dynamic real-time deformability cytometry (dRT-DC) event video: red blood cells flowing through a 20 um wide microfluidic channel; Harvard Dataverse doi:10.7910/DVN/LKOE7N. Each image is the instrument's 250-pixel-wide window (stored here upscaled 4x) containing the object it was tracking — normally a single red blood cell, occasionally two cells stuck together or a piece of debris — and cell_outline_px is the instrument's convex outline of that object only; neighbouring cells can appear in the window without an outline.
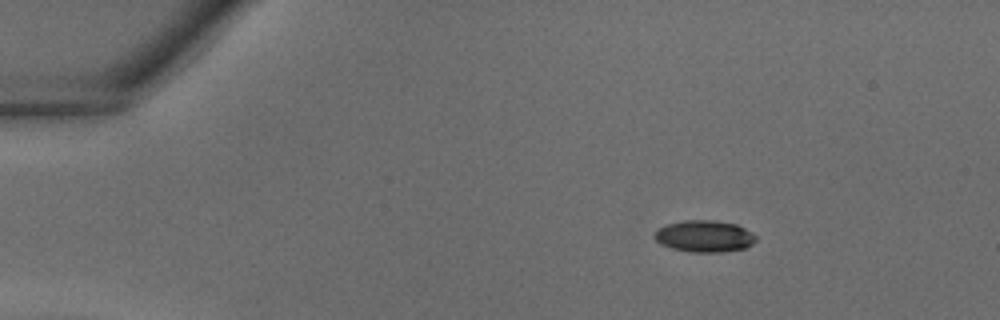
{"species": "common noctule bat (a hibernating species)", "species_latin": "Nyctalus noctula", "temperature_condition": "warm", "stored_images_in_passage": 34, "camera_frame_rate_fps": 3000, "um_per_image_px": 0.085, "animal": {"sex": "male", "body_mass_g": 18.8}, "frame": {"image": 1, "passage_image": 1, "time_ms": 0.0, "image_size_px": [1000, 320], "cell_outline_px": [[756, 240], [752, 244], [744, 248], [720, 252], [692, 252], [672, 248], [660, 244], [652, 236], [656, 228], [668, 224], [684, 220], [712, 220], [736, 224], [752, 232], [756, 236]], "centroid_in_image_um": [59.84, 20.07], "position_along_channel_um": 25.2, "area_um2": 18.79}}
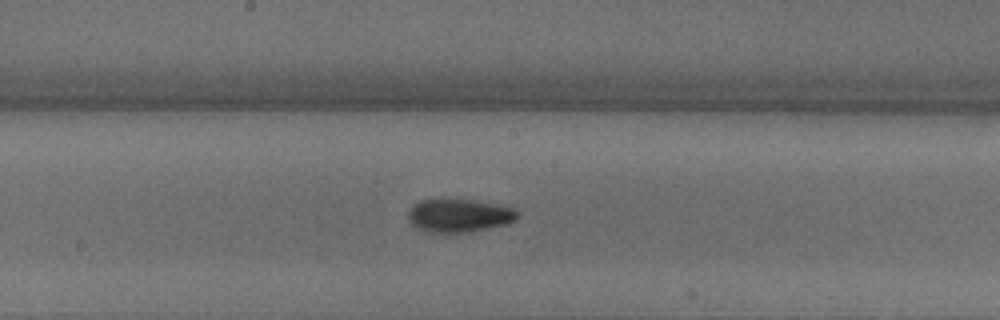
{"frame": {"image": 2, "passage_image": 16, "time_ms": 5.0, "image_size_px": [1000, 320], "cell_outline_px": [[520, 216], [516, 220], [508, 224], [488, 228], [464, 232], [428, 232], [412, 224], [408, 216], [408, 212], [412, 204], [420, 200], [472, 200], [496, 204], [516, 208], [520, 212]], "centroid_in_image_um": [39.08, 18.31], "position_along_channel_um": 209.1, "area_um2": 21.04}}
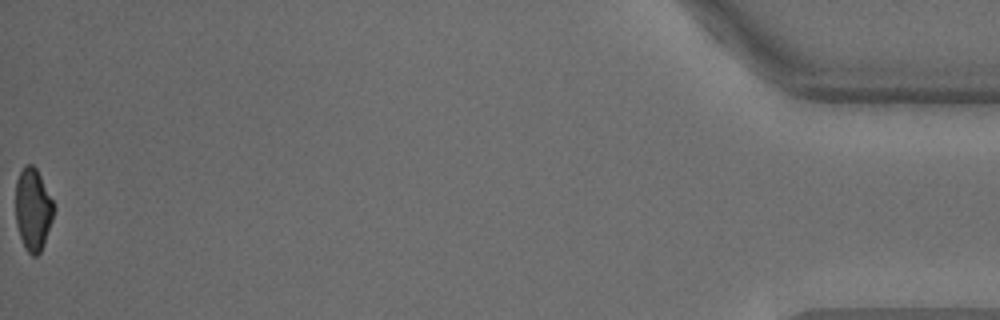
{"frame": {"image": 3, "passage_image": 34, "time_ms": 11.0, "image_size_px": [1000, 320], "cell_outline_px": [[56, 208], [44, 244], [40, 252], [36, 256], [32, 256], [24, 248], [16, 224], [16, 180], [24, 164], [32, 164], [36, 168], [56, 204]], "centroid_in_image_um": [2.82, 17.79], "position_along_channel_um": 432.4, "area_um2": 18.61}}